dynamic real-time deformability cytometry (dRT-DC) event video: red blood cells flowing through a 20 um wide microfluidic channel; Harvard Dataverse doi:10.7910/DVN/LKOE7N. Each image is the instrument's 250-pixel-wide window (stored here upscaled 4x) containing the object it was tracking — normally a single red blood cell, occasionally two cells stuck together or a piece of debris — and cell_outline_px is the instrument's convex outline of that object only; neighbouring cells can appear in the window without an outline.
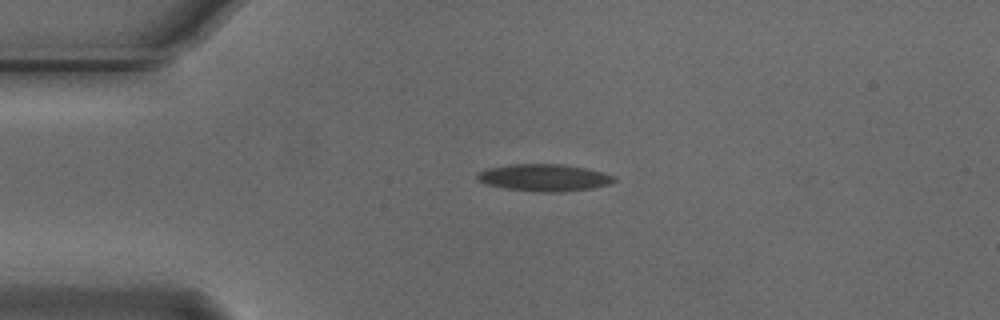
{"species": "Egyptian fruit bat (a non-hibernating species)", "species_latin": "Rousettus aegyptiacus", "temperature_condition": "cold", "stored_images_in_passage": 8, "camera_frame_rate_fps": 3000, "um_per_image_px": 0.085, "animal": {"sex": "male"}, "frame": {"image": 1, "passage_image": 1, "time_ms": 0.0, "image_size_px": [1000, 320], "cell_outline_px": [[616, 180], [608, 184], [592, 188], [556, 192], [536, 192], [504, 188], [484, 184], [476, 180], [476, 176], [480, 172], [488, 168], [508, 164], [564, 164], [584, 168], [600, 172], [612, 176]], "centroid_in_image_um": [46.17, 15.1], "position_along_channel_um": 38.8, "area_um2": 21.44}}
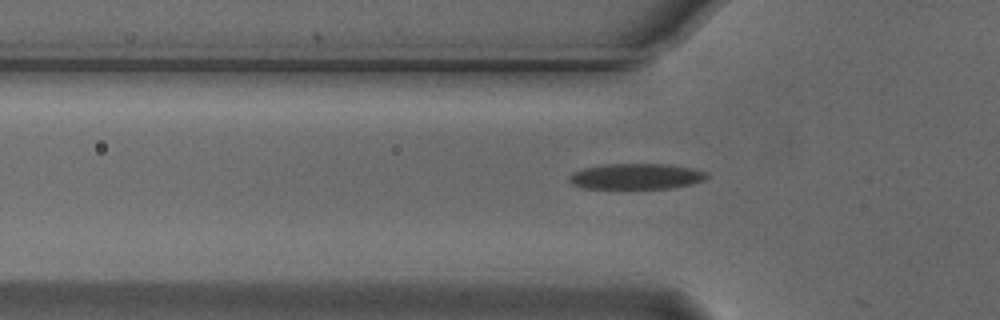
{"frame": {"image": 2, "passage_image": 6, "time_ms": 1.667, "image_size_px": [1000, 320], "cell_outline_px": [[708, 176], [704, 180], [692, 184], [672, 188], [584, 188], [572, 184], [568, 180], [568, 176], [572, 172], [584, 168], [604, 164], [664, 164], [692, 168], [704, 172]], "centroid_in_image_um": [54.04, 14.99], "position_along_channel_um": 71.8, "area_um2": 20.52}}